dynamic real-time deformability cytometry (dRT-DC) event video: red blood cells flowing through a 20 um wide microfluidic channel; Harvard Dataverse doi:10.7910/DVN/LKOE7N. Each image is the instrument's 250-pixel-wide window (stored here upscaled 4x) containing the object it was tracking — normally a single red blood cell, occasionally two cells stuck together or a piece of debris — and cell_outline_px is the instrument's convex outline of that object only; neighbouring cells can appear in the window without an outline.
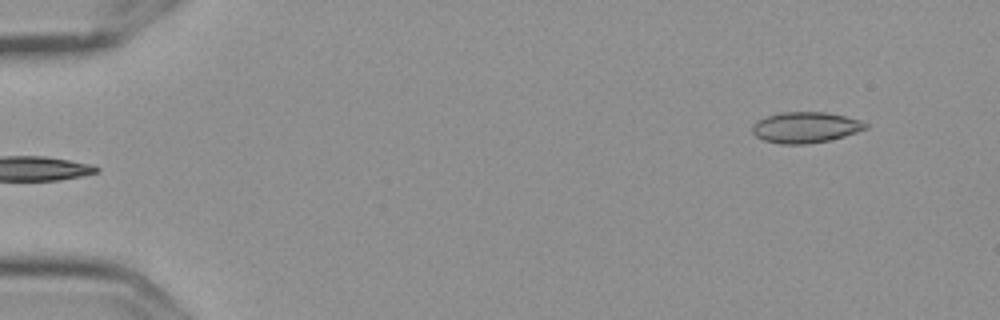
{"species": "Egyptian fruit bat (a non-hibernating species)", "species_latin": "Rousettus aegyptiacus", "temperature_condition": "cold", "stored_images_in_passage": 5, "segment_of_instrument_passage": [2, 2], "camera_frame_rate_fps": 3000, "um_per_image_px": 0.085, "frame": {"image": 1, "passage_image": 5, "time_ms": 1.333, "image_size_px": [1000, 320], "cell_outline_px": [[868, 128], [844, 136], [828, 140], [804, 144], [780, 144], [764, 140], [756, 136], [752, 132], [752, 124], [756, 120], [780, 112], [824, 112], [844, 116], [860, 120], [868, 124]], "centroid_in_image_um": [68.44, 10.82], "position_along_channel_um": 16.6, "area_um2": 20.29}}